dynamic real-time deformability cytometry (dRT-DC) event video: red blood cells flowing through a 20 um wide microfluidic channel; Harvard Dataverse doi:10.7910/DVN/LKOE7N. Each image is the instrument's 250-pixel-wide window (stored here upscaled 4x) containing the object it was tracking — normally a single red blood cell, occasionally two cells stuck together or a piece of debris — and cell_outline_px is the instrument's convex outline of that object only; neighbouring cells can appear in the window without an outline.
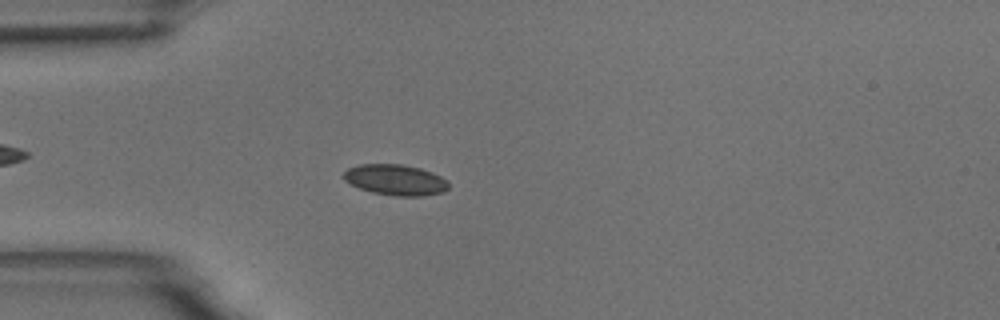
{"species": "common noctule bat (a hibernating species)", "species_latin": "Nyctalus noctula", "temperature_condition": "room temperature", "stored_images_in_passage": 53, "camera_frame_rate_fps": 3000, "um_per_image_px": 0.085, "animal": {"sex": "male", "body_mass_g": 18.8}, "frame": {"image": 1, "passage_image": 13, "time_ms": 4.0, "image_size_px": [1000, 320], "cell_outline_px": [[448, 188], [444, 192], [424, 196], [396, 196], [372, 192], [360, 188], [344, 180], [344, 172], [348, 168], [360, 164], [400, 164], [420, 168], [432, 172], [448, 180]], "centroid_in_image_um": [33.64, 15.29], "position_along_channel_um": 51.4, "area_um2": 18.79}}
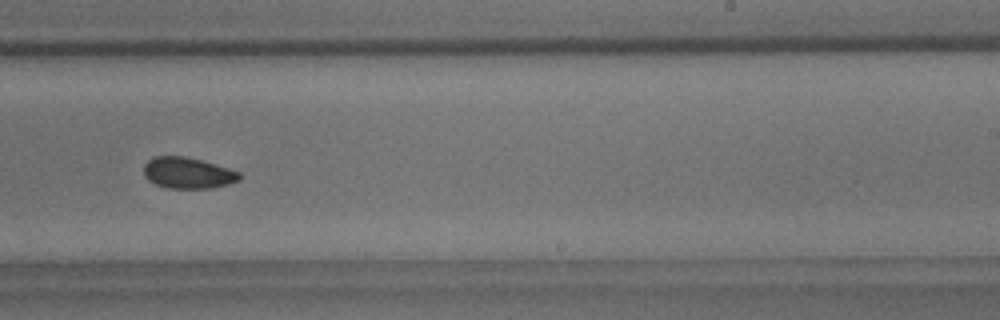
{"frame": {"image": 2, "passage_image": 32, "time_ms": 10.333, "image_size_px": [1000, 320], "cell_outline_px": [[240, 180], [228, 184], [212, 188], [168, 188], [156, 184], [148, 180], [144, 176], [144, 164], [152, 156], [184, 156], [216, 164], [240, 172]], "centroid_in_image_um": [15.95, 14.7], "position_along_channel_um": 273.1, "area_um2": 17.4}}
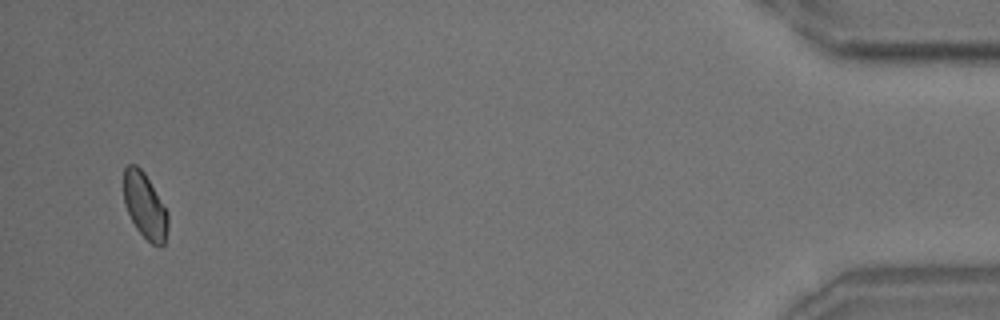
{"frame": {"image": 3, "passage_image": 51, "time_ms": 16.667, "image_size_px": [1000, 320], "cell_outline_px": [[168, 228], [164, 244], [160, 248], [152, 244], [136, 228], [124, 204], [124, 168], [128, 164], [136, 164], [144, 172], [168, 212]], "centroid_in_image_um": [12.32, 17.5], "position_along_channel_um": 422.9, "area_um2": 16.88}, "authors_computed_cell_mechanics": {"area_um2": 17.918, "velocity_mm_per_s": 3.6466, "shape_relaxation_time_tau1_ms": 4.2107, "shape_relaxation_time_tau2_ms": 3.6395, "deformation_change_tau1": 0.0491, "deformation_change_tau2": 0.0579}}